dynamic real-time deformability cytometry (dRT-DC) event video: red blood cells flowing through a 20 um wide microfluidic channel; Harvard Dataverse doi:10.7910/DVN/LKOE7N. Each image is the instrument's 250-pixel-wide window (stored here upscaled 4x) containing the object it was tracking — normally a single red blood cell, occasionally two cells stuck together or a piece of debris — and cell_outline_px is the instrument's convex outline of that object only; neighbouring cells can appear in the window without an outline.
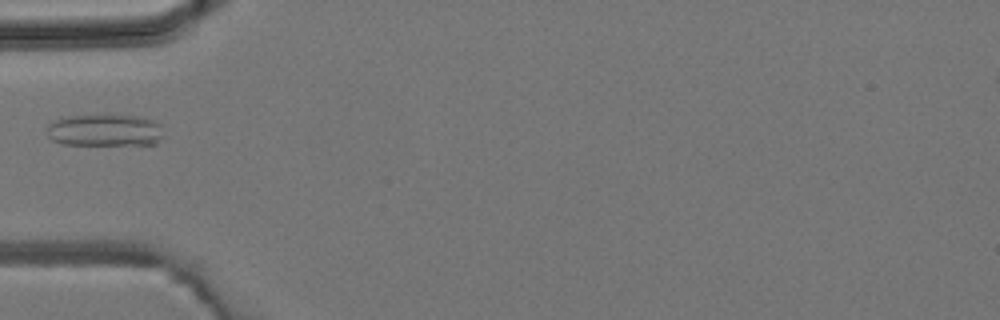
{"species": "common noctule bat (a hibernating species)", "species_latin": "Nyctalus noctula", "temperature_condition": "room temperature", "stored_images_in_passage": 5, "camera_frame_rate_fps": 3000, "um_per_image_px": 0.085, "animal": {"sex": "male", "body_mass_g": 19.2, "forearm_length_mm": 51.8}, "frame": {"image": 1, "passage_image": 5, "time_ms": 4.667, "image_size_px": [1000, 320], "cell_outline_px": [[164, 136], [156, 144], [60, 144], [52, 140], [48, 136], [48, 124], [56, 120], [68, 116], [136, 116], [152, 120], [160, 124]], "centroid_in_image_um": [8.93, 11.09], "position_along_channel_um": 76.1, "area_um2": 21.44}}